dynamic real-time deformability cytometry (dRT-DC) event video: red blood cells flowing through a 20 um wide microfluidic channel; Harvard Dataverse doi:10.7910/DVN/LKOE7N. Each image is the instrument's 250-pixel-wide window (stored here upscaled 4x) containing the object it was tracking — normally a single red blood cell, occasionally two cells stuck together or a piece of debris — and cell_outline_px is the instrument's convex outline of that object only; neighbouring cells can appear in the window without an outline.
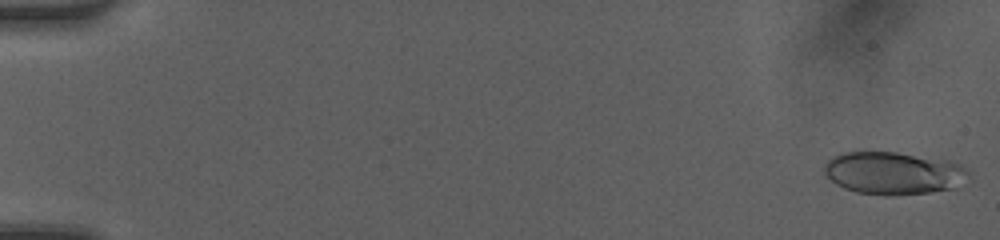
{"species": "human", "species_latin": "Homo sapiens", "temperature_condition": "room temperature", "stored_images_in_passage": 49, "camera_frame_rate_fps": 3000, "um_per_image_px": 0.085, "donor": {"sex": "female"}, "frame": {"image": 1, "passage_image": 1, "time_ms": 0.0, "image_size_px": [1000, 240], "cell_outline_px": [[972, 180], [948, 188], [928, 192], [856, 192], [844, 188], [836, 184], [824, 172], [824, 164], [832, 156], [844, 152], [864, 148], [896, 152], [948, 160], [960, 164], [968, 172]], "centroid_in_image_um": [75.91, 14.62], "position_along_channel_um": 9.1, "area_um2": 35.49}}
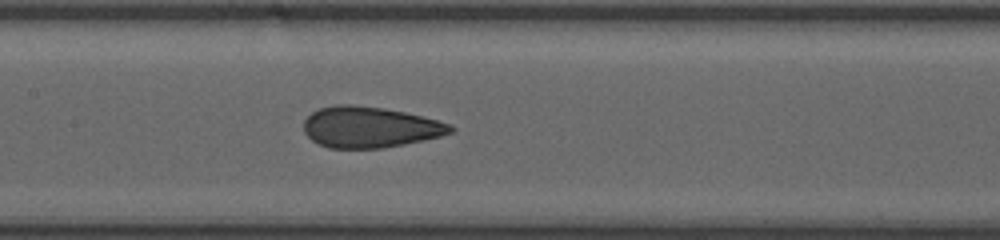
{"frame": {"image": 2, "passage_image": 25, "time_ms": 8.0, "image_size_px": [1000, 240], "cell_outline_px": [[456, 128], [452, 132], [440, 136], [424, 140], [384, 148], [328, 148], [312, 140], [304, 132], [304, 120], [312, 112], [320, 108], [336, 104], [352, 104], [384, 108], [404, 112], [436, 120], [448, 124]], "centroid_in_image_um": [31.41, 10.81], "position_along_channel_um": 176.0, "area_um2": 34.91}}
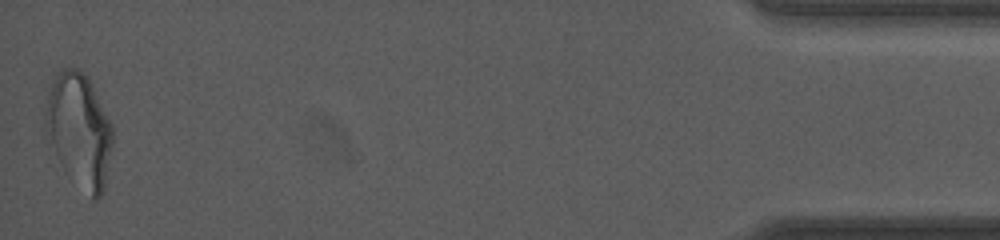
{"frame": {"image": 3, "passage_image": 49, "time_ms": 16.0, "image_size_px": [1000, 240], "cell_outline_px": [[112, 144], [104, 188], [100, 196], [96, 200], [92, 200], [60, 160], [44, 132], [44, 112], [48, 92], [56, 72], [64, 68], [76, 68], [88, 76], [112, 124]], "centroid_in_image_um": [6.72, 10.99], "position_along_channel_um": 428.5, "area_um2": 43.93}, "authors_computed_cell_mechanics": {"area_um2": 35.0268, "velocity_mm_per_s": 4.2015, "shape_relaxation_time_tau1_ms": 6.5185, "shape_relaxation_time_tau2_ms": 0.8875, "deformation_change_tau1": 0.1989, "deformation_change_tau2": 0.0717}}